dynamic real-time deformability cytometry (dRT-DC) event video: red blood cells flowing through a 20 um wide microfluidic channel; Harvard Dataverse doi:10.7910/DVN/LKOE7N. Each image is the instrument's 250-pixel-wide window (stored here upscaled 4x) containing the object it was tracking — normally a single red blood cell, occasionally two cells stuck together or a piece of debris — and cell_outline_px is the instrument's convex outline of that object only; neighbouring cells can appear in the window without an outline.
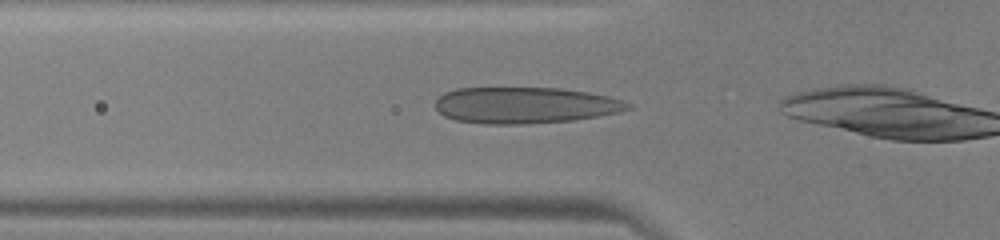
{"species": "human", "species_latin": "Homo sapiens", "temperature_condition": "warm", "stored_images_in_passage": 7, "camera_frame_rate_fps": 3000, "um_per_image_px": 0.085, "donor": {"sex": "male"}, "frame": {"image": 1, "passage_image": 2, "time_ms": 0.333, "image_size_px": [1000, 240], "cell_outline_px": [[632, 108], [620, 112], [572, 120], [524, 124], [488, 124], [456, 120], [444, 116], [436, 108], [436, 100], [444, 92], [456, 88], [560, 88], [588, 92], [608, 96], [632, 104]], "centroid_in_image_um": [44.62, 8.94], "position_along_channel_um": 81.2, "area_um2": 40.63}}
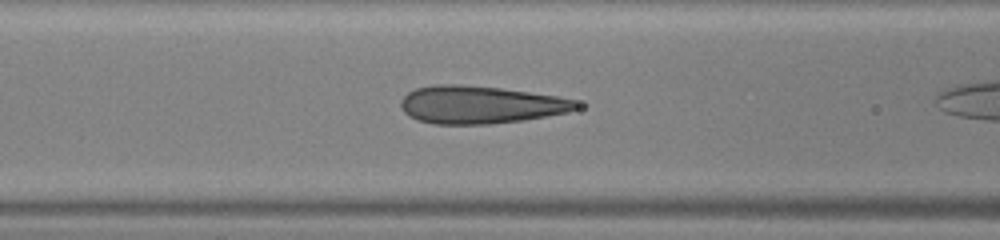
{"frame": {"image": 2, "passage_image": 5, "time_ms": 1.333, "image_size_px": [1000, 240], "cell_outline_px": [[584, 104], [580, 108], [568, 112], [524, 120], [488, 124], [432, 124], [416, 120], [408, 116], [404, 112], [400, 104], [400, 100], [408, 92], [416, 88], [432, 84], [460, 84], [500, 88], [556, 96], [576, 100]], "centroid_in_image_um": [40.82, 8.9], "position_along_channel_um": 125.8, "area_um2": 38.9}}